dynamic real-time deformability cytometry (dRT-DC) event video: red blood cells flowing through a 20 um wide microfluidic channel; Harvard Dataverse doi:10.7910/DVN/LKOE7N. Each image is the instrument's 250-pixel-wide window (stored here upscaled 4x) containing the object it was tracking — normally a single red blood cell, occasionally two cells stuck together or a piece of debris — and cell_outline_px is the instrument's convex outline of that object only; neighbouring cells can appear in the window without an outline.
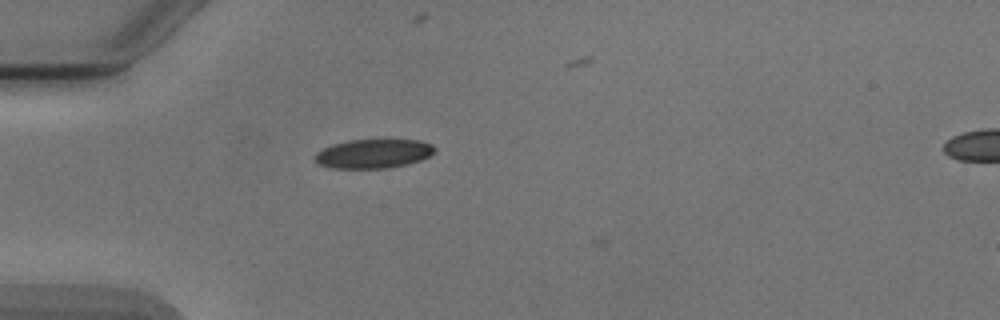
{"species": "Egyptian fruit bat (a non-hibernating species)", "species_latin": "Rousettus aegyptiacus", "temperature_condition": "cold", "stored_images_in_passage": 4, "segment_of_instrument_passage": [1, 2], "camera_frame_rate_fps": 3000, "um_per_image_px": 0.085, "animal": {"sex": "male"}, "frame": {"image": 1, "passage_image": 3, "time_ms": 3.333, "image_size_px": [1000, 320], "cell_outline_px": [[436, 148], [428, 156], [420, 160], [408, 164], [388, 168], [332, 168], [320, 164], [312, 156], [316, 152], [332, 144], [348, 140], [420, 140], [432, 144]], "centroid_in_image_um": [31.72, 13.06], "position_along_channel_um": 53.3, "area_um2": 20.23}}